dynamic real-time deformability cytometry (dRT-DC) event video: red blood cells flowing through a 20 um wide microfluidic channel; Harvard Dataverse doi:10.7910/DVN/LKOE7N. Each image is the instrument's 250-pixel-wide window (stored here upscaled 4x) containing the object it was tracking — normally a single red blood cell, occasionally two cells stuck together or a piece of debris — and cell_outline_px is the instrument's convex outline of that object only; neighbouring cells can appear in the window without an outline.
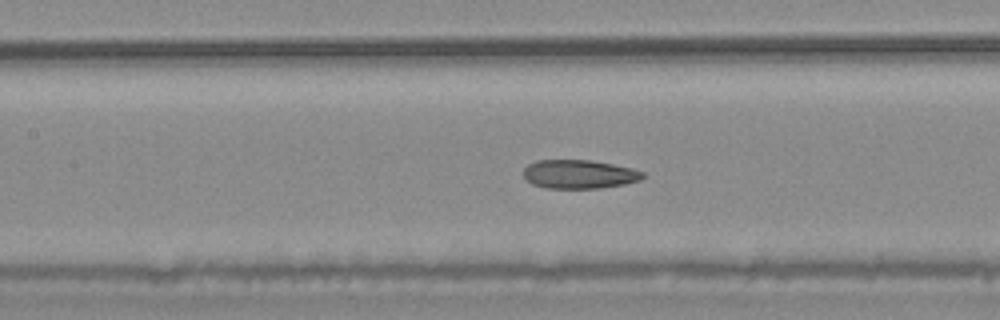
{"species": "common noctule bat (a hibernating species)", "species_latin": "Nyctalus noctula", "temperature_condition": "warm", "stored_images_in_passage": 43, "camera_frame_rate_fps": 3000, "um_per_image_px": 0.085, "animal": {"sex": "male", "body_mass_g": 20.4}, "frame": {"image": 1, "passage_image": 25, "time_ms": 8.0, "image_size_px": [1000, 320], "cell_outline_px": [[644, 176], [640, 180], [624, 184], [600, 188], [544, 188], [532, 184], [524, 176], [524, 168], [528, 164], [536, 160], [588, 160], [612, 164], [632, 168], [644, 172]], "centroid_in_image_um": [49.22, 14.81], "position_along_channel_um": 158.2, "area_um2": 19.94}}